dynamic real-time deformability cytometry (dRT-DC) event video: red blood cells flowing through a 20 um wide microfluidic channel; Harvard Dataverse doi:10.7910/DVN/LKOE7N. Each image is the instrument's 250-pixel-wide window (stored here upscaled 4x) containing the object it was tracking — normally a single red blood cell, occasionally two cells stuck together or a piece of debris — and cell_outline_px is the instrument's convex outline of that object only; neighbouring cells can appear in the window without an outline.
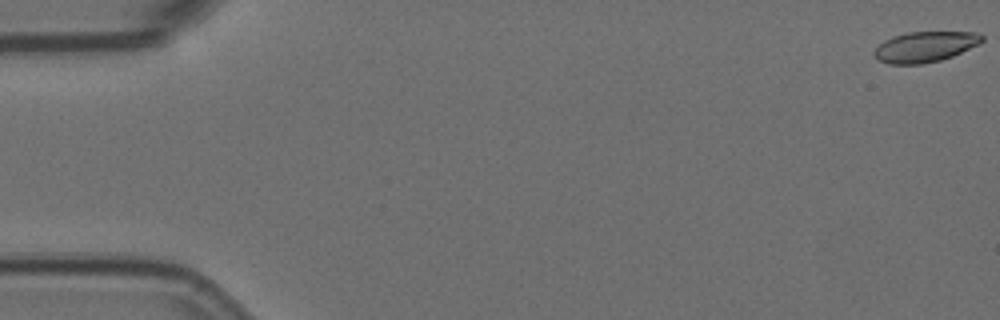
{"species": "Egyptian fruit bat (a non-hibernating species)", "species_latin": "Rousettus aegyptiacus", "temperature_condition": "room temperature", "stored_images_in_passage": 58, "camera_frame_rate_fps": 3000, "um_per_image_px": 0.085, "animal": {"sex": "female"}, "frame": {"image": 1, "passage_image": 1, "time_ms": 0.0, "image_size_px": [1000, 320], "cell_outline_px": [[984, 40], [980, 44], [952, 56], [940, 60], [920, 64], [888, 64], [876, 60], [872, 52], [884, 40], [892, 36], [908, 32], [980, 32], [984, 36]], "centroid_in_image_um": [78.62, 3.97], "position_along_channel_um": 6.4, "area_um2": 19.36}}
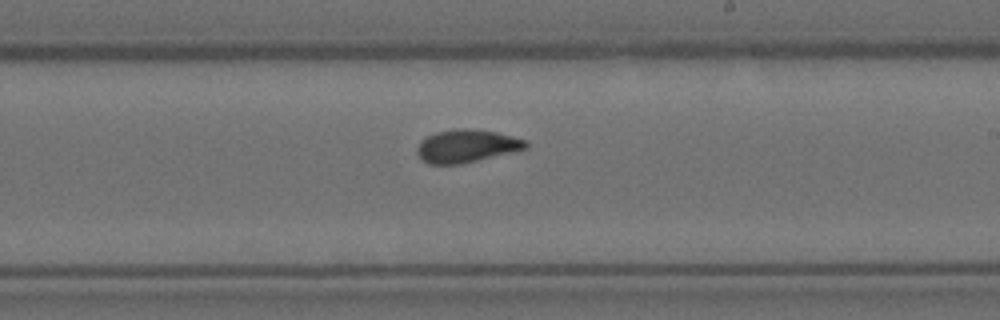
{"frame": {"image": 2, "passage_image": 34, "time_ms": 11.0, "image_size_px": [1000, 320], "cell_outline_px": [[528, 148], [516, 152], [460, 164], [428, 164], [420, 160], [416, 152], [416, 148], [420, 140], [436, 132], [456, 128], [468, 128], [496, 132], [528, 140]], "centroid_in_image_um": [39.66, 12.42], "position_along_channel_um": 249.3, "area_um2": 21.21}}
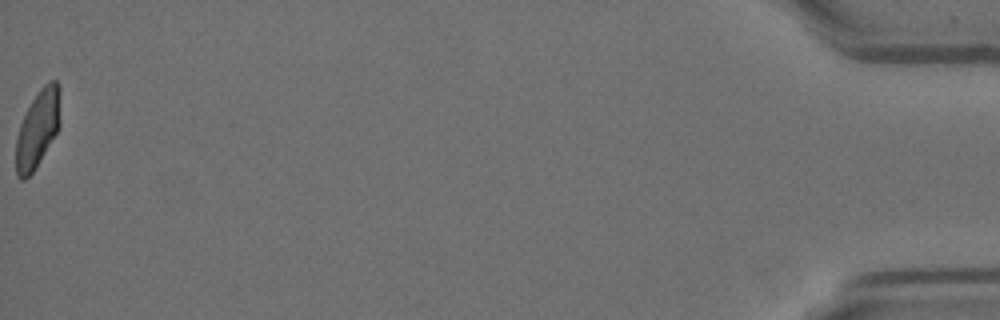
{"frame": {"image": 3, "passage_image": 58, "time_ms": 19.0, "image_size_px": [1000, 320], "cell_outline_px": [[60, 124], [56, 132], [32, 172], [24, 180], [20, 180], [16, 176], [16, 140], [20, 124], [32, 100], [40, 88], [48, 80], [56, 80], [60, 88]], "centroid_in_image_um": [3.21, 10.9], "position_along_channel_um": 432.0, "area_um2": 19.71}, "authors_computed_cell_mechanics": {"area_um2": 20.4323, "velocity_mm_per_s": 3.5769, "shape_relaxation_time_tau1_ms": 6.456, "shape_relaxation_time_tau2_ms": 1.1519, "deformation_change_tau1": 0.1765, "deformation_change_tau2": 0.0592}}